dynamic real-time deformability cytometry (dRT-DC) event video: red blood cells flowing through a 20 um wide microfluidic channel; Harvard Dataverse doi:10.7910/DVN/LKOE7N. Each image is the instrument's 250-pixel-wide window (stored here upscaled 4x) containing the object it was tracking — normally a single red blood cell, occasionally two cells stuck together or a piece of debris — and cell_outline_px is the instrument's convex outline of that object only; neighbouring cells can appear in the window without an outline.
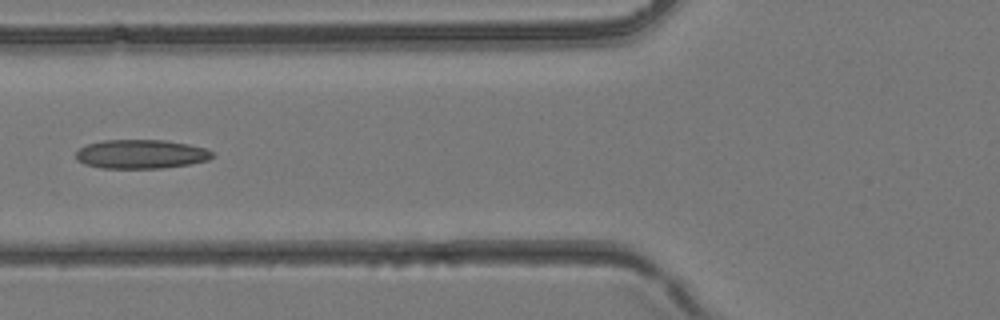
{"species": "common noctule bat (a hibernating species)", "species_latin": "Nyctalus noctula", "temperature_condition": "room temperature", "stored_images_in_passage": 4, "camera_frame_rate_fps": 3000, "um_per_image_px": 0.085, "animal": {"sex": "female", "body_mass_g": 24.6, "forearm_length_mm": 56.2}, "frame": {"image": 1, "passage_image": 4, "time_ms": 1.0, "image_size_px": [1000, 320], "cell_outline_px": [[212, 156], [208, 160], [188, 164], [160, 168], [100, 168], [84, 164], [76, 160], [76, 152], [80, 148], [88, 144], [104, 140], [164, 140], [188, 144], [204, 148], [212, 152]], "centroid_in_image_um": [11.94, 13.1], "position_along_channel_um": 113.9, "area_um2": 22.89}}